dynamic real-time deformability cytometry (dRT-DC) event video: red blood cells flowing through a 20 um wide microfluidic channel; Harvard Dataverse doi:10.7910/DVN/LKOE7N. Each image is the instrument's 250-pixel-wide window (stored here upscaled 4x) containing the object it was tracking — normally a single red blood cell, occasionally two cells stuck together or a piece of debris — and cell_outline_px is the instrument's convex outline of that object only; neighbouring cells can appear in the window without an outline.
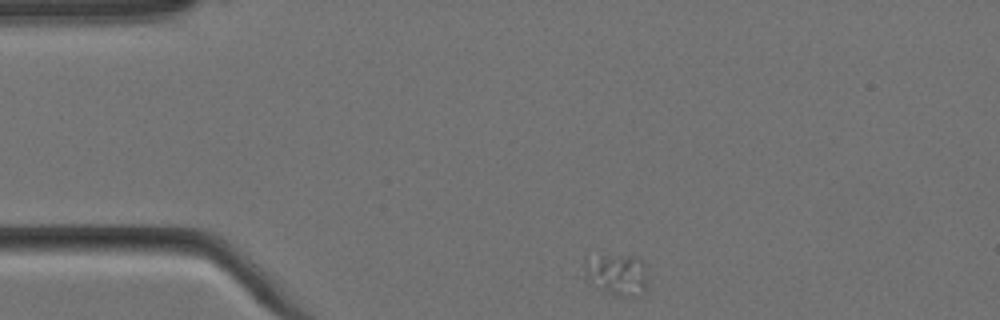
{"species": "Egyptian fruit bat (a non-hibernating species)", "species_latin": "Rousettus aegyptiacus", "temperature_condition": "cold", "stored_images_in_passage": 6, "camera_frame_rate_fps": 3000, "um_per_image_px": 0.085, "animal": {"sex": "female"}, "frame": {"image": 1, "passage_image": 1, "time_ms": 0.0, "image_size_px": [1000, 320], "cell_outline_px": [[648, 280], [644, 292], [640, 296], [620, 296], [608, 292], [584, 280], [584, 256], [636, 256], [644, 264]], "centroid_in_image_um": [52.41, 23.33], "position_along_channel_um": 32.6, "area_um2": 15.55}}